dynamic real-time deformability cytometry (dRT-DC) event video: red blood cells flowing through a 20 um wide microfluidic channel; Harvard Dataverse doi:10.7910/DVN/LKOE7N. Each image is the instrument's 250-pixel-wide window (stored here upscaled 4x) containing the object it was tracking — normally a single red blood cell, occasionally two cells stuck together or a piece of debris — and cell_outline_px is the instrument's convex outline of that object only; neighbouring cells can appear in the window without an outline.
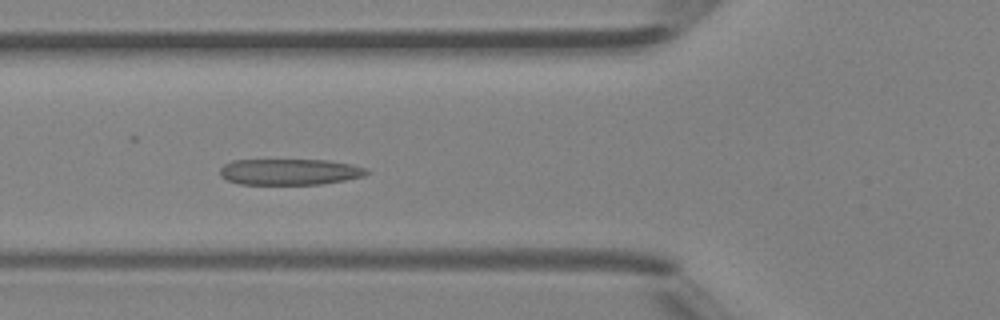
{"species": "Egyptian fruit bat (a non-hibernating species)", "species_latin": "Rousettus aegyptiacus", "temperature_condition": "room temperature", "stored_images_in_passage": 31, "camera_frame_rate_fps": 3000, "um_per_image_px": 0.085, "animal": {"sex": "female"}, "frame": {"image": 1, "passage_image": 8, "time_ms": 2.333, "image_size_px": [1000, 320], "cell_outline_px": [[368, 172], [364, 176], [344, 180], [320, 184], [240, 184], [228, 180], [220, 176], [220, 168], [224, 164], [232, 160], [328, 160], [352, 164], [368, 168]], "centroid_in_image_um": [24.62, 14.6], "position_along_channel_um": 101.2, "area_um2": 22.31}}
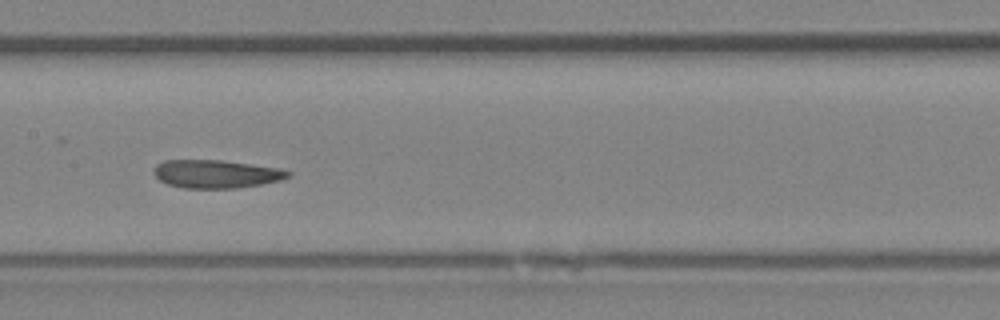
{"frame": {"image": 2, "passage_image": 14, "time_ms": 4.333, "image_size_px": [1000, 320], "cell_outline_px": [[292, 176], [280, 180], [260, 184], [236, 188], [184, 188], [168, 184], [160, 180], [152, 172], [156, 164], [164, 160], [220, 160], [280, 168], [292, 172]], "centroid_in_image_um": [18.37, 14.78], "position_along_channel_um": 189.0, "area_um2": 22.02}}
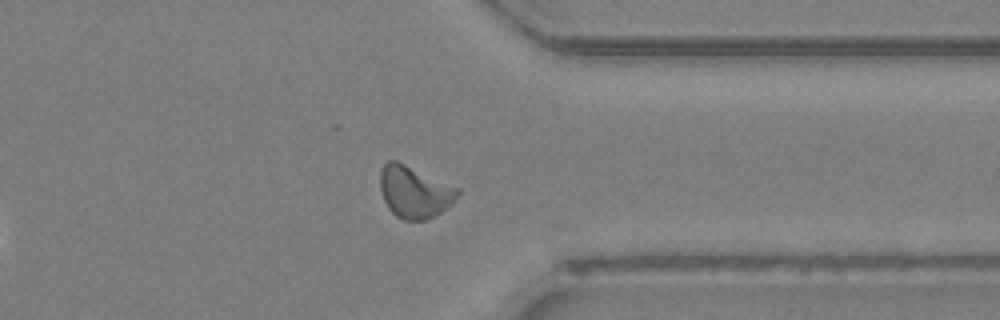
{"frame": {"image": 3, "passage_image": 27, "time_ms": 8.667, "image_size_px": [1000, 320], "cell_outline_px": [[460, 192], [456, 200], [452, 204], [436, 216], [424, 220], [404, 220], [396, 216], [388, 208], [384, 200], [380, 188], [380, 172], [384, 164], [388, 160], [396, 160], [460, 188]], "centroid_in_image_um": [35.25, 16.32], "position_along_channel_um": 376.2, "area_um2": 23.58}, "authors_computed_cell_mechanics": {"area_um2": 22.4264, "velocity_mm_per_s": 4.3985, "shape_relaxation_time_tau1_ms": 6.6233, "shape_relaxation_time_tau2_ms": 0.8397, "deformation_change_tau1": 0.1822, "deformation_change_tau2": 0.0755}}